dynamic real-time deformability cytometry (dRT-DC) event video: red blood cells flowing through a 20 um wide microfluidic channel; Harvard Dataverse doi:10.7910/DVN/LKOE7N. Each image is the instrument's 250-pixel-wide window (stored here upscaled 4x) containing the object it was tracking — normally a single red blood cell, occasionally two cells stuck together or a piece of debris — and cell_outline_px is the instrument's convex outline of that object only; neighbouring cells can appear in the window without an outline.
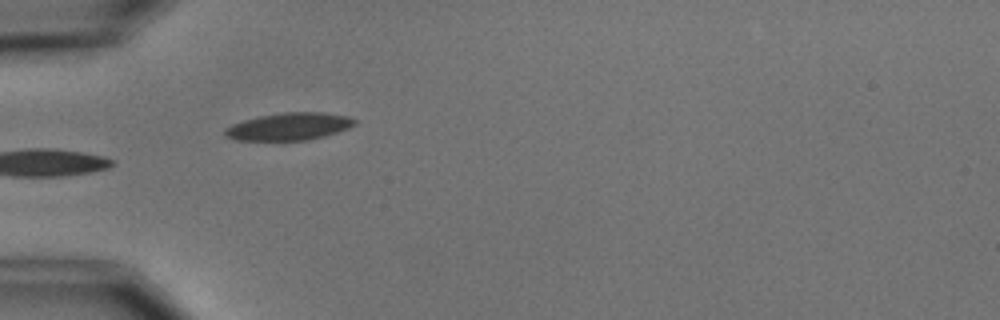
{"species": "common noctule bat (a hibernating species)", "species_latin": "Nyctalus noctula", "temperature_condition": "cold", "stored_images_in_passage": 6, "camera_frame_rate_fps": 3000, "um_per_image_px": 0.085, "animal": {"sex": "male", "body_mass_g": 15.6}, "frame": {"image": 1, "passage_image": 5, "time_ms": 5.0, "image_size_px": [1000, 320], "cell_outline_px": [[356, 124], [348, 128], [324, 136], [308, 140], [236, 140], [228, 136], [224, 132], [224, 128], [232, 124], [244, 120], [260, 116], [284, 112], [324, 112], [348, 116], [356, 120]], "centroid_in_image_um": [24.59, 10.74], "position_along_channel_um": 60.4, "area_um2": 20.58}}